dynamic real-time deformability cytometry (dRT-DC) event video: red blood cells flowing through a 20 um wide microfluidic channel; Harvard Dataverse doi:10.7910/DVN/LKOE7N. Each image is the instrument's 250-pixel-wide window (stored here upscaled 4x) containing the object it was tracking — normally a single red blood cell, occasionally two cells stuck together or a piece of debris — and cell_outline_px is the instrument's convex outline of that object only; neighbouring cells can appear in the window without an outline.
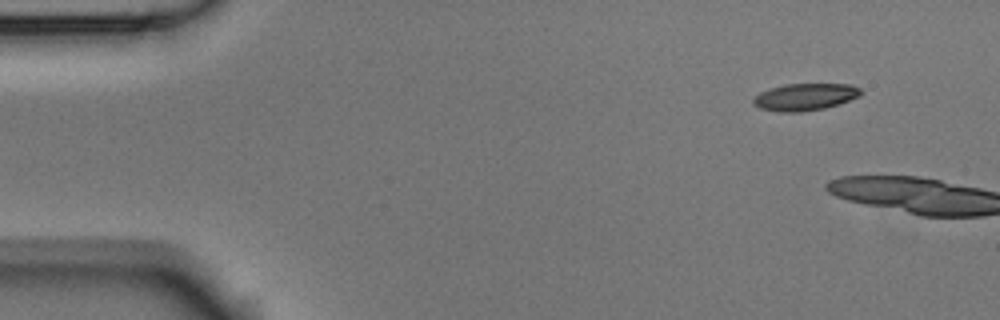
{"species": "Egyptian fruit bat (a non-hibernating species)", "species_latin": "Rousettus aegyptiacus", "temperature_condition": "room temperature", "stored_images_in_passage": 5, "camera_frame_rate_fps": 3000, "um_per_image_px": 0.085, "animal": {"sex": "male"}, "frame": {"image": 1, "passage_image": 5, "time_ms": 1.333, "image_size_px": [1000, 320], "cell_outline_px": [[864, 92], [860, 96], [824, 108], [800, 112], [780, 112], [760, 108], [752, 100], [760, 92], [784, 84], [852, 84], [860, 88]], "centroid_in_image_um": [68.46, 8.23], "position_along_channel_um": 16.5, "area_um2": 16.76}}